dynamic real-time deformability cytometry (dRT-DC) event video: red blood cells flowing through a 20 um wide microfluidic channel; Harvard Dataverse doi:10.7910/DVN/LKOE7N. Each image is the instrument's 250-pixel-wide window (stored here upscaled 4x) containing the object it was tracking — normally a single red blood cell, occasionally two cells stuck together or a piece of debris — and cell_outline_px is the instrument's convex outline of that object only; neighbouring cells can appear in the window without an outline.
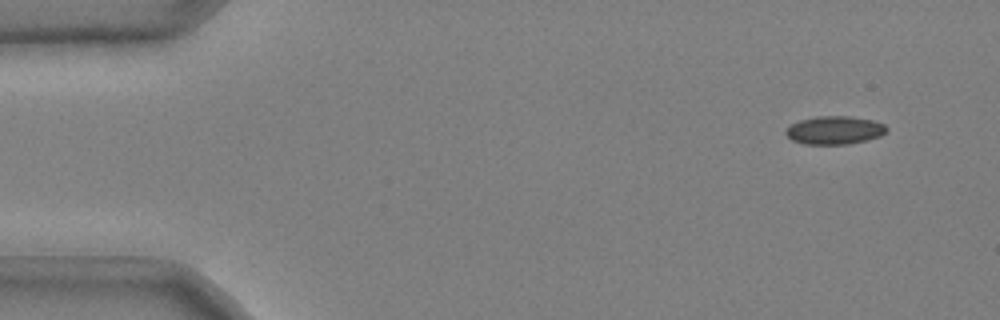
{"species": "common noctule bat (a hibernating species)", "species_latin": "Nyctalus noctula", "temperature_condition": "cold", "stored_images_in_passage": 46, "camera_frame_rate_fps": 3000, "um_per_image_px": 0.085, "animal": {"sex": "male", "body_mass_g": 20.4}, "frame": {"image": 1, "passage_image": 1, "time_ms": 0.0, "image_size_px": [1000, 320], "cell_outline_px": [[888, 132], [880, 136], [868, 140], [848, 144], [804, 144], [792, 140], [784, 132], [792, 124], [800, 120], [816, 116], [848, 116], [872, 120], [884, 124], [888, 128]], "centroid_in_image_um": [70.97, 11.07], "position_along_channel_um": 14.0, "area_um2": 16.59}}
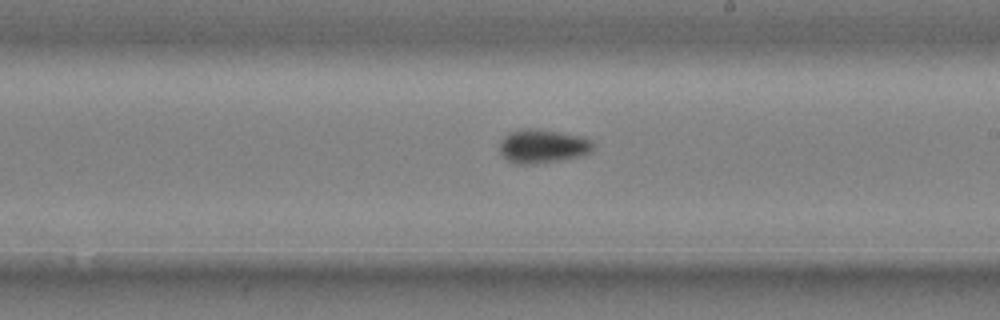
{"frame": {"image": 2, "passage_image": 28, "time_ms": 9.0, "image_size_px": [1000, 320], "cell_outline_px": [[592, 152], [580, 156], [560, 160], [536, 164], [516, 164], [508, 160], [500, 152], [500, 140], [508, 132], [520, 128], [532, 128], [560, 132], [584, 136], [592, 140]], "centroid_in_image_um": [46.12, 12.41], "position_along_channel_um": 242.9, "area_um2": 18.61}}
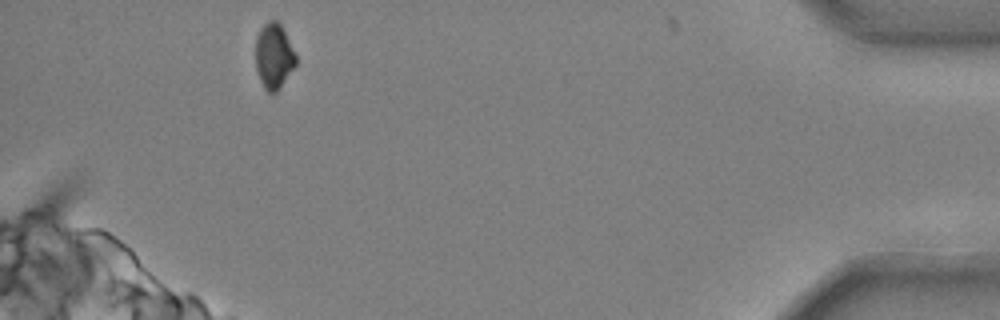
{"frame": {"image": 3, "passage_image": 46, "time_ms": 15.0, "image_size_px": [1000, 320], "cell_outline_px": [[296, 64], [280, 88], [276, 92], [268, 92], [264, 88], [260, 80], [256, 68], [256, 36], [260, 28], [268, 20], [276, 20], [280, 24], [296, 56]], "centroid_in_image_um": [23.26, 4.77], "position_along_channel_um": 411.9, "area_um2": 15.14}, "authors_computed_cell_mechanics": {"area_um2": 16.9065, "velocity_mm_per_s": 3.6952, "shape_relaxation_time_tau1_ms": 9.3373, "shape_relaxation_time_tau2_ms": null, "deformation_change_tau1": 0.1474, "deformation_change_tau2": null}}